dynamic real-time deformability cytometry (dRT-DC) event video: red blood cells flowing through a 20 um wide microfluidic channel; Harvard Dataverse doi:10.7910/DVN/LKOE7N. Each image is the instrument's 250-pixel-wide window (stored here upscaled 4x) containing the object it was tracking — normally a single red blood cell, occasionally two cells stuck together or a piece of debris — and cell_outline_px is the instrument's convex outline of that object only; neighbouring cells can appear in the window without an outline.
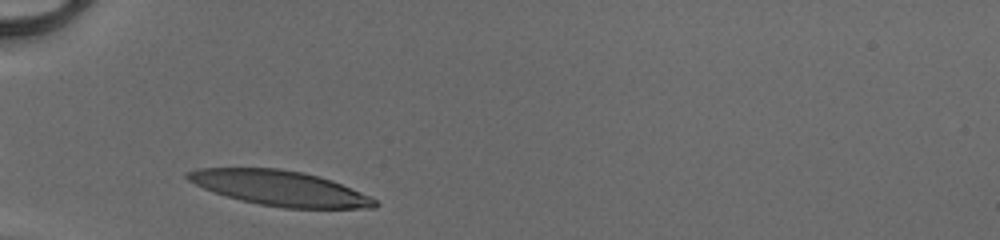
{"species": "human", "species_latin": "Homo sapiens", "temperature_condition": "cold", "stored_images_in_passage": 26, "camera_frame_rate_fps": 3000, "um_per_image_px": 0.085, "donor": {"sex": "male"}, "frame": {"image": 1, "passage_image": 1, "time_ms": 0.0, "image_size_px": [1000, 240], "cell_outline_px": [[380, 204], [376, 208], [284, 208], [260, 204], [240, 200], [204, 188], [188, 180], [184, 176], [184, 172], [200, 168], [280, 168], [304, 172], [332, 180], [372, 196]], "centroid_in_image_um": [23.84, 15.99], "position_along_channel_um": 61.2, "area_um2": 38.26}}
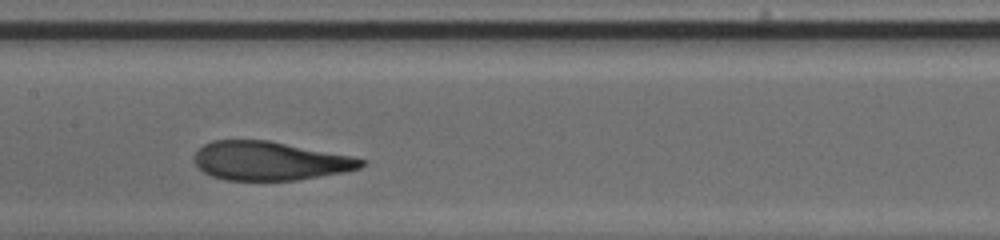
{"frame": {"image": 2, "passage_image": 11, "time_ms": 3.333, "image_size_px": [1000, 240], "cell_outline_px": [[364, 164], [360, 168], [344, 172], [296, 180], [224, 180], [212, 176], [204, 172], [192, 160], [192, 156], [204, 144], [212, 140], [268, 140], [352, 156], [364, 160]], "centroid_in_image_um": [22.89, 13.67], "position_along_channel_um": 184.5, "area_um2": 37.63}}
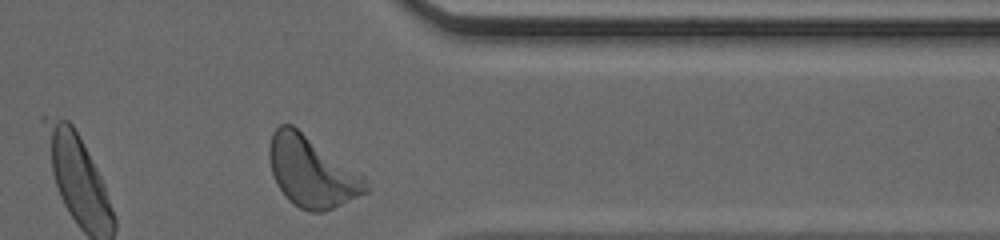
{"frame": {"image": 3, "passage_image": 26, "time_ms": 8.333, "image_size_px": [1000, 240], "cell_outline_px": [[368, 192], [324, 212], [308, 212], [300, 208], [284, 196], [276, 184], [272, 176], [268, 160], [268, 148], [272, 132], [280, 124], [292, 124], [364, 176], [368, 184]], "centroid_in_image_um": [26.45, 14.6], "position_along_channel_um": 384.9, "area_um2": 39.82}, "authors_computed_cell_mechanics": {"area_um2": 38.7838, "velocity_mm_per_s": 4.0917, "shape_relaxation_time_tau1_ms": 2.6699, "shape_relaxation_time_tau2_ms": 0.7657, "deformation_change_tau1": 0.1679, "deformation_change_tau2": 0.0774}}